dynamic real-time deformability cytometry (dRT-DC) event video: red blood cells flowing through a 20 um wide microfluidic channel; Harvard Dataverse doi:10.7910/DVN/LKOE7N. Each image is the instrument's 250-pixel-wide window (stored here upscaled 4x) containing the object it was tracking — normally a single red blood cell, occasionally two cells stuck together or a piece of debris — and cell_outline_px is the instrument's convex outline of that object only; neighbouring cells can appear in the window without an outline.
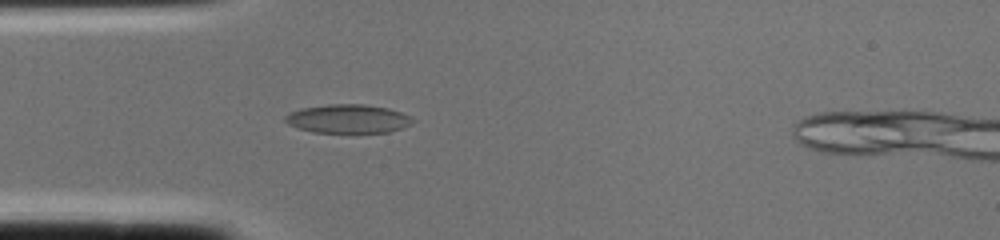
{"species": "common noctule bat (a hibernating species)", "species_latin": "Nyctalus noctula", "temperature_condition": "cold", "stored_images_in_passage": 2, "camera_frame_rate_fps": 3000, "um_per_image_px": 0.085, "animal": {"sex": "female", "body_mass_g": 22.0, "forearm_length_mm": 56.7}, "frame": {"image": 1, "passage_image": 1, "time_ms": 0.0, "image_size_px": [1000, 240], "cell_outline_px": [[416, 120], [412, 124], [404, 128], [388, 132], [312, 132], [288, 124], [284, 120], [284, 116], [288, 112], [300, 108], [328, 104], [364, 104], [388, 108], [412, 116]], "centroid_in_image_um": [29.6, 10.09], "position_along_channel_um": 55.4, "area_um2": 21.5}}